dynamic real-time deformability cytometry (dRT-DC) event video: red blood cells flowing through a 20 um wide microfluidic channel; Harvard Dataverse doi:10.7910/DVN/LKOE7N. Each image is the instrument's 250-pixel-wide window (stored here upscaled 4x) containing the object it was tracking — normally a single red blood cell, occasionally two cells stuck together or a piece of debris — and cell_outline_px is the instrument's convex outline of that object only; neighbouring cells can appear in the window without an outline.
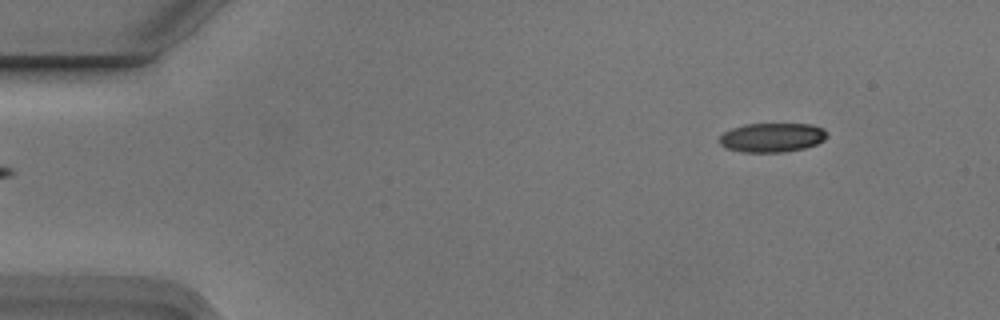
{"species": "Egyptian fruit bat (a non-hibernating species)", "species_latin": "Rousettus aegyptiacus", "temperature_condition": "cold", "stored_images_in_passage": 2, "camera_frame_rate_fps": 3000, "um_per_image_px": 0.085, "animal": {"sex": "male"}, "frame": {"image": 1, "passage_image": 2, "time_ms": 0.333, "image_size_px": [1000, 320], "cell_outline_px": [[828, 136], [824, 140], [816, 144], [804, 148], [784, 152], [740, 152], [724, 148], [720, 144], [720, 136], [724, 132], [732, 128], [744, 124], [812, 124], [824, 128], [828, 132]], "centroid_in_image_um": [65.64, 11.69], "position_along_channel_um": 19.4, "area_um2": 18.5}}